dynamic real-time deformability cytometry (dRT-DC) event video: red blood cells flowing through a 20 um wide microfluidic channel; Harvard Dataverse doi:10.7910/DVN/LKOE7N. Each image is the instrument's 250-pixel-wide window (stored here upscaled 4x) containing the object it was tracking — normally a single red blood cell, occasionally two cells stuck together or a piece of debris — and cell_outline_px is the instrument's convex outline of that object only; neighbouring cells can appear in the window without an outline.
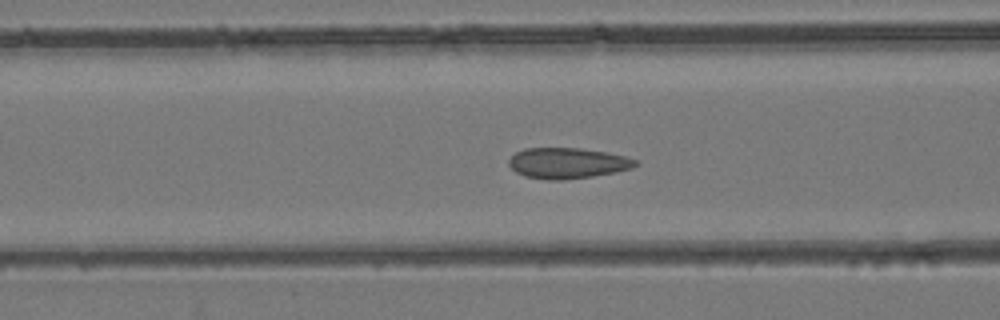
{"species": "common noctule bat (a hibernating species)", "species_latin": "Nyctalus noctula", "temperature_condition": "room temperature", "stored_images_in_passage": 42, "camera_frame_rate_fps": 3000, "um_per_image_px": 0.085, "animal": {"sex": "female", "body_mass_g": 24.6, "forearm_length_mm": 56.2}, "frame": {"image": 1, "passage_image": 14, "time_ms": 4.333, "image_size_px": [1000, 320], "cell_outline_px": [[640, 164], [632, 168], [592, 176], [564, 180], [548, 180], [524, 176], [516, 172], [508, 164], [508, 160], [516, 152], [524, 148], [580, 148], [604, 152], [624, 156], [636, 160]], "centroid_in_image_um": [48.2, 13.86], "position_along_channel_um": 118.4, "area_um2": 22.54}}
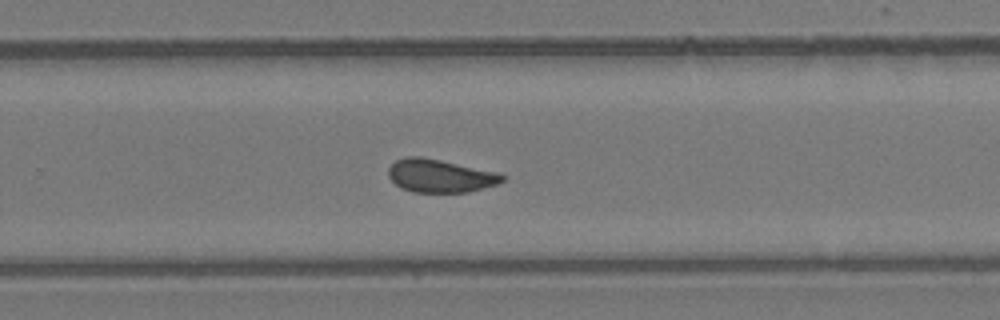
{"frame": {"image": 2, "passage_image": 26, "time_ms": 8.333, "image_size_px": [1000, 320], "cell_outline_px": [[504, 180], [496, 184], [484, 188], [468, 192], [412, 192], [400, 188], [388, 176], [388, 168], [396, 160], [404, 156], [420, 156], [500, 172], [504, 176]], "centroid_in_image_um": [37.4, 14.94], "position_along_channel_um": 292.4, "area_um2": 22.08}}
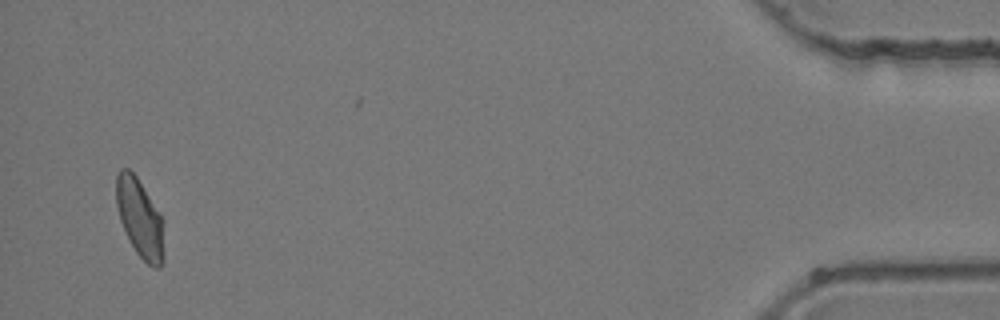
{"frame": {"image": 3, "passage_image": 41, "time_ms": 13.333, "image_size_px": [1000, 320], "cell_outline_px": [[164, 264], [160, 268], [152, 268], [136, 252], [120, 220], [116, 204], [116, 176], [120, 168], [128, 168], [136, 176], [164, 220]], "centroid_in_image_um": [11.92, 18.58], "position_along_channel_um": 423.3, "area_um2": 21.96}}